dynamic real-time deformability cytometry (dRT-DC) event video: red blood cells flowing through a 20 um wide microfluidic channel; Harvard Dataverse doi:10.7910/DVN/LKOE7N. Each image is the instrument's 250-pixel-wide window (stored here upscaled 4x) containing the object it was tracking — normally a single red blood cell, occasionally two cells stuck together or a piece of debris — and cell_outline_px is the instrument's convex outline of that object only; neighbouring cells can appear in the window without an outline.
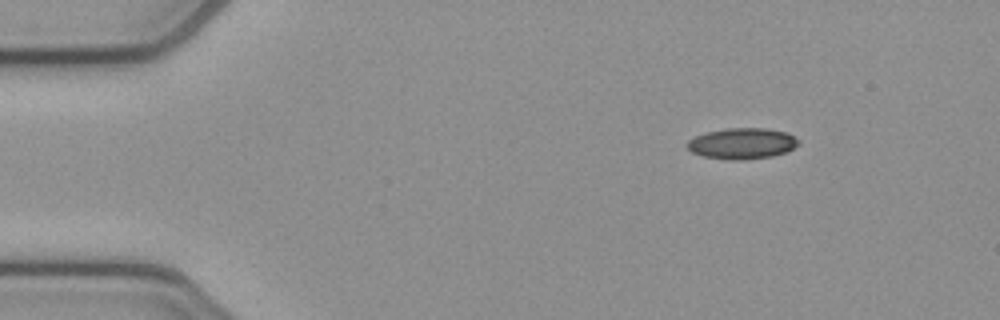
{"species": "common noctule bat (a hibernating species)", "species_latin": "Nyctalus noctula", "temperature_condition": "cold", "stored_images_in_passage": 48, "camera_frame_rate_fps": 3000, "um_per_image_px": 0.085, "animal": {"sex": "female", "body_mass_g": 21.9}, "frame": {"image": 1, "passage_image": 2, "time_ms": 0.333, "image_size_px": [1000, 320], "cell_outline_px": [[800, 144], [784, 152], [772, 156], [744, 160], [728, 160], [700, 156], [692, 152], [684, 144], [688, 140], [696, 136], [708, 132], [728, 128], [764, 128], [788, 132], [800, 140]], "centroid_in_image_um": [63.07, 12.2], "position_along_channel_um": 21.9, "area_um2": 20.23}}
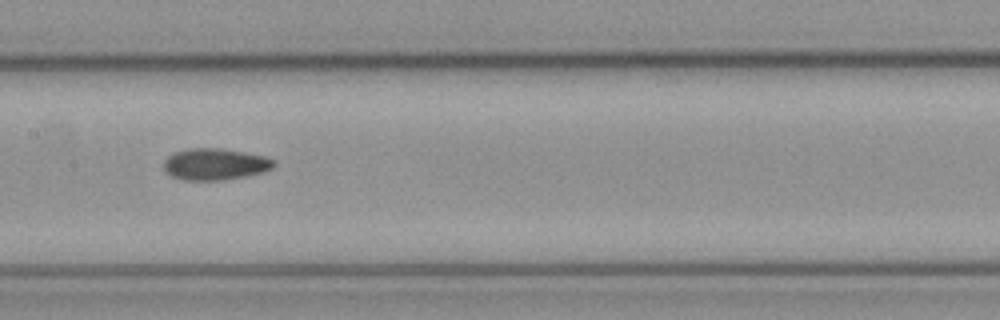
{"frame": {"image": 2, "passage_image": 21, "time_ms": 6.667, "image_size_px": [1000, 320], "cell_outline_px": [[276, 164], [272, 168], [264, 172], [248, 176], [220, 180], [184, 180], [172, 176], [164, 172], [164, 160], [172, 152], [188, 148], [220, 148], [244, 152], [264, 156], [276, 160]], "centroid_in_image_um": [18.28, 13.95], "position_along_channel_um": 189.1, "area_um2": 20.52}}
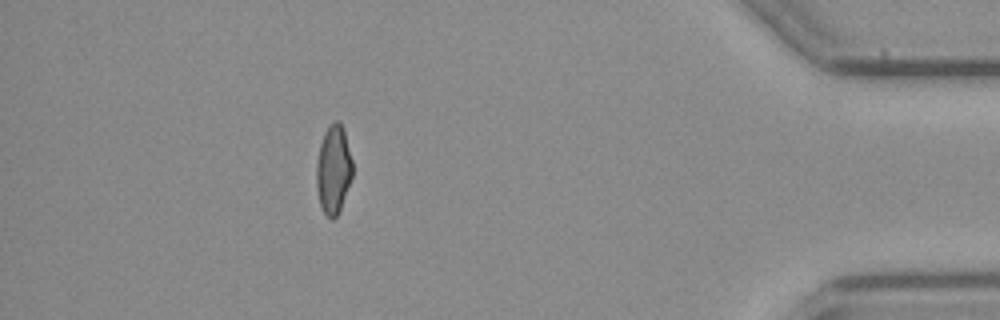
{"frame": {"image": 3, "passage_image": 42, "time_ms": 13.667, "image_size_px": [1000, 320], "cell_outline_px": [[352, 176], [340, 212], [332, 220], [324, 212], [320, 204], [316, 188], [316, 164], [320, 144], [324, 132], [328, 124], [336, 120], [344, 128], [352, 160]], "centroid_in_image_um": [28.34, 14.4], "position_along_channel_um": 406.9, "area_um2": 18.79}, "authors_computed_cell_mechanics": {"area_um2": 19.6809, "velocity_mm_per_s": 3.8726, "shape_relaxation_time_tau1_ms": null, "shape_relaxation_time_tau2_ms": 3.4798, "deformation_change_tau1": null, "deformation_change_tau2": 0.0876}}